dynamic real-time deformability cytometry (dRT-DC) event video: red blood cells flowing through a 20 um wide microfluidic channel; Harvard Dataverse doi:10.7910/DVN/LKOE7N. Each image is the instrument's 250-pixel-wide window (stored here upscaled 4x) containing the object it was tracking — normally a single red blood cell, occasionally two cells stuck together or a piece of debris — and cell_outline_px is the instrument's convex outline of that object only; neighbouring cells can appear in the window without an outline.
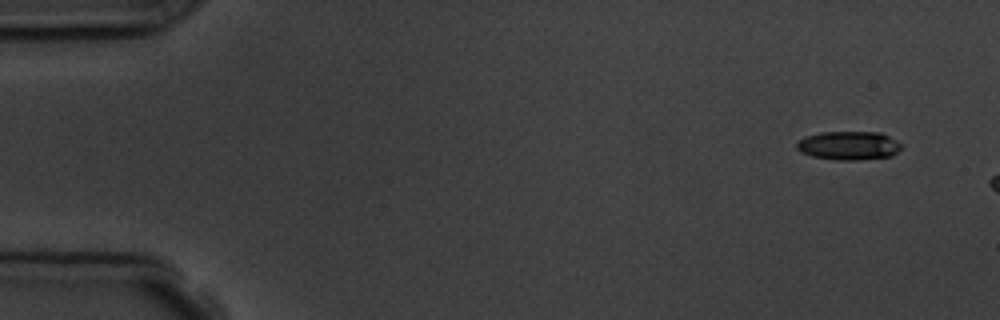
{"species": "common noctule bat (a hibernating species)", "species_latin": "Nyctalus noctula", "temperature_condition": "room temperature", "stored_images_in_passage": 3, "camera_frame_rate_fps": 3000, "um_per_image_px": 0.085, "animal": {"sex": "male", "body_mass_g": 19.5, "forearm_length_mm": 54.6}, "frame": {"image": 1, "passage_image": 1, "time_ms": 0.0, "image_size_px": [1000, 320], "cell_outline_px": [[900, 148], [892, 156], [860, 160], [836, 160], [812, 156], [800, 152], [796, 148], [796, 144], [804, 136], [820, 132], [880, 132], [896, 140], [900, 144]], "centroid_in_image_um": [72.11, 12.37], "position_along_channel_um": 12.9, "area_um2": 17.51}}